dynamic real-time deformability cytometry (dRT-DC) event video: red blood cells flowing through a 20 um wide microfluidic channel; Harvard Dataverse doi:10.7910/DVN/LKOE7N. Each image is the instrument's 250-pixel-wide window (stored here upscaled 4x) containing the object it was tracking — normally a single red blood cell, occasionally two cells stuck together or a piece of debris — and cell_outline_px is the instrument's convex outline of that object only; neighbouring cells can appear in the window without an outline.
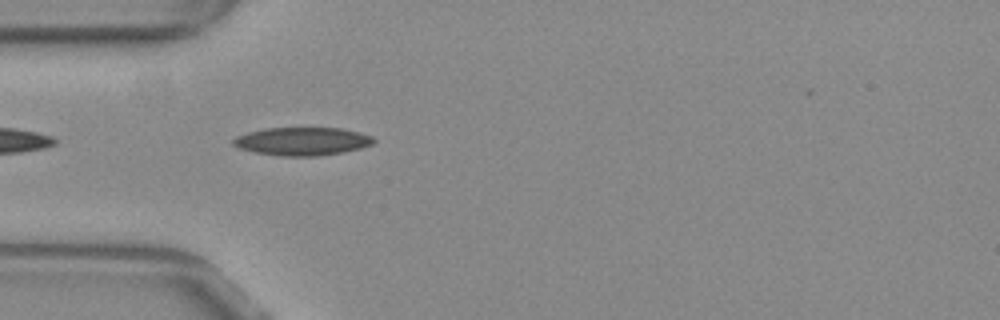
{"species": "common noctule bat (a hibernating species)", "species_latin": "Nyctalus noctula", "temperature_condition": "warm", "stored_images_in_passage": 36, "camera_frame_rate_fps": 3000, "um_per_image_px": 0.085, "animal": {"sex": "female", "body_mass_g": 29.2, "forearm_length_mm": 56.3}, "frame": {"image": 1, "passage_image": 1, "time_ms": 0.0, "image_size_px": [1000, 320], "cell_outline_px": [[376, 140], [372, 144], [360, 148], [344, 152], [316, 156], [280, 156], [256, 152], [240, 148], [232, 144], [232, 140], [236, 136], [248, 132], [264, 128], [340, 128], [360, 132], [372, 136]], "centroid_in_image_um": [25.7, 12.01], "position_along_channel_um": 59.3, "area_um2": 23.0}}
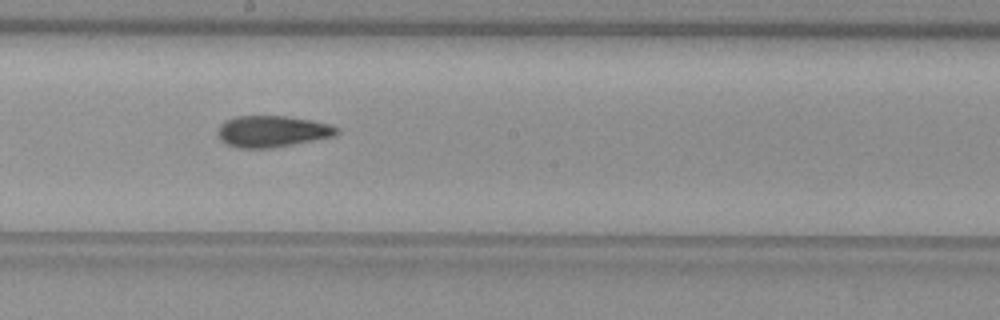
{"frame": {"image": 2, "passage_image": 14, "time_ms": 4.333, "image_size_px": [1000, 320], "cell_outline_px": [[340, 132], [332, 136], [272, 148], [236, 148], [224, 144], [220, 140], [216, 132], [220, 124], [224, 120], [236, 116], [288, 116], [312, 120], [332, 124], [340, 128]], "centroid_in_image_um": [23.1, 11.16], "position_along_channel_um": 225.1, "area_um2": 22.08}}
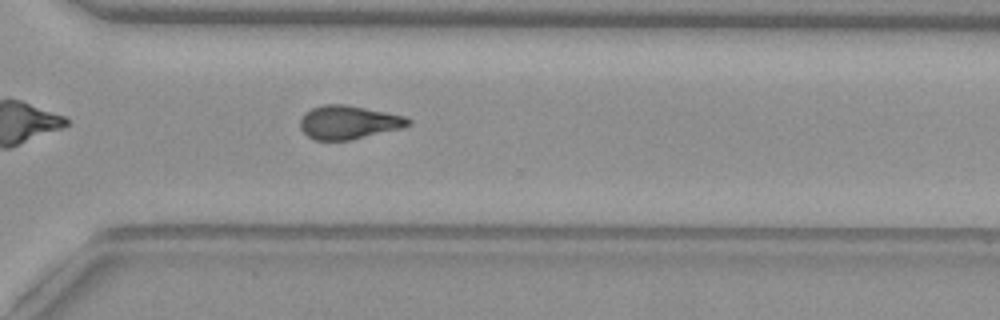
{"frame": {"image": 3, "passage_image": 23, "time_ms": 7.333, "image_size_px": [1000, 320], "cell_outline_px": [[412, 124], [400, 128], [352, 140], [316, 140], [308, 136], [300, 128], [300, 120], [312, 108], [324, 104], [344, 104], [408, 116], [412, 120]], "centroid_in_image_um": [29.67, 10.4], "position_along_channel_um": 340.9, "area_um2": 21.04}, "authors_computed_cell_mechanics": {"area_um2": 21.386, "velocity_mm_per_s": 3.8681, "shape_relaxation_time_tau1_ms": null, "shape_relaxation_time_tau2_ms": 2.9563, "deformation_change_tau1": null, "deformation_change_tau2": 0.1041}}